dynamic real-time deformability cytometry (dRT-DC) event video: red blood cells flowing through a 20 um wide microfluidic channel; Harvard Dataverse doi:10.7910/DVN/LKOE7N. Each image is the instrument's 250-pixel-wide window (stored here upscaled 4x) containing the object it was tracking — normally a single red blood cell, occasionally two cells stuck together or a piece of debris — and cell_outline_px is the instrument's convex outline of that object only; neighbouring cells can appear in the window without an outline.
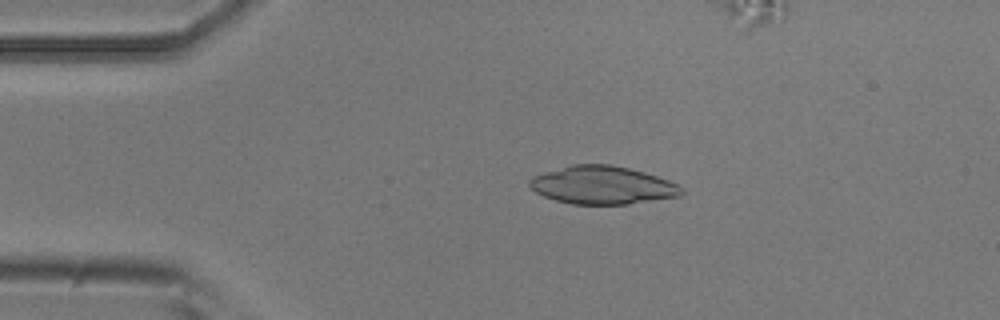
{"species": "common noctule bat (a hibernating species)", "species_latin": "Nyctalus noctula", "temperature_condition": "room temperature", "stored_images_in_passage": 41, "camera_frame_rate_fps": 3000, "um_per_image_px": 0.085, "animal": {"sex": "male", "body_mass_g": 20.5, "forearm_length_mm": 52.5}, "frame": {"image": 1, "passage_image": 3, "time_ms": 0.667, "image_size_px": [1000, 320], "cell_outline_px": [[684, 192], [680, 196], [628, 204], [572, 204], [556, 200], [544, 196], [536, 192], [528, 184], [528, 180], [532, 176], [572, 164], [608, 164], [628, 168], [644, 172], [668, 180], [684, 188]], "centroid_in_image_um": [51.21, 15.74], "position_along_channel_um": 33.8, "area_um2": 33.52}}
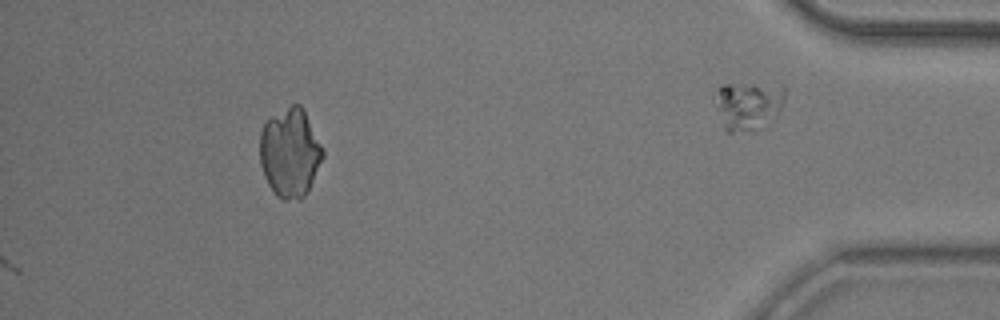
{"frame": {"image": 2, "passage_image": 41, "time_ms": 13.333, "image_size_px": [1000, 320], "cell_outline_px": [[324, 156], [308, 192], [300, 200], [280, 200], [276, 196], [268, 184], [264, 176], [260, 164], [260, 132], [264, 124], [272, 116], [292, 104], [300, 104], [304, 108], [324, 148]], "centroid_in_image_um": [24.67, 13.0], "position_along_channel_um": 410.5, "area_um2": 33.06}}